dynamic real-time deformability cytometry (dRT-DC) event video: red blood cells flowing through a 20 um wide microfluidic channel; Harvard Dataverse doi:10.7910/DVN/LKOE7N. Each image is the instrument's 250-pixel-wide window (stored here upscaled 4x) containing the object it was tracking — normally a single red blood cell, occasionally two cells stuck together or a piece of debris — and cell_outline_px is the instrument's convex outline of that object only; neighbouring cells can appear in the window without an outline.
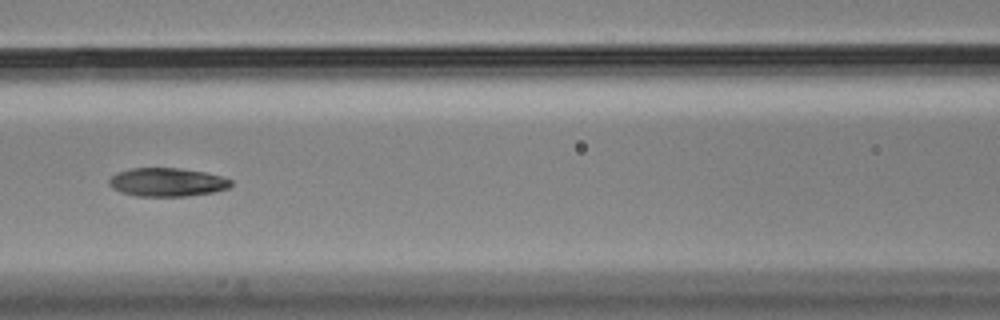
{"species": "Egyptian fruit bat (a non-hibernating species)", "species_latin": "Rousettus aegyptiacus", "temperature_condition": "cold", "stored_images_in_passage": 15, "camera_frame_rate_fps": 3000, "um_per_image_px": 0.085, "animal": {"sex": "male"}, "frame": {"image": 1, "passage_image": 7, "time_ms": 2.0, "image_size_px": [1000, 320], "cell_outline_px": [[232, 184], [228, 188], [212, 192], [188, 196], [136, 196], [112, 188], [108, 184], [108, 180], [112, 176], [120, 172], [132, 168], [180, 168], [204, 172], [220, 176], [232, 180]], "centroid_in_image_um": [14.21, 15.48], "position_along_channel_um": 152.4, "area_um2": 20.06}}
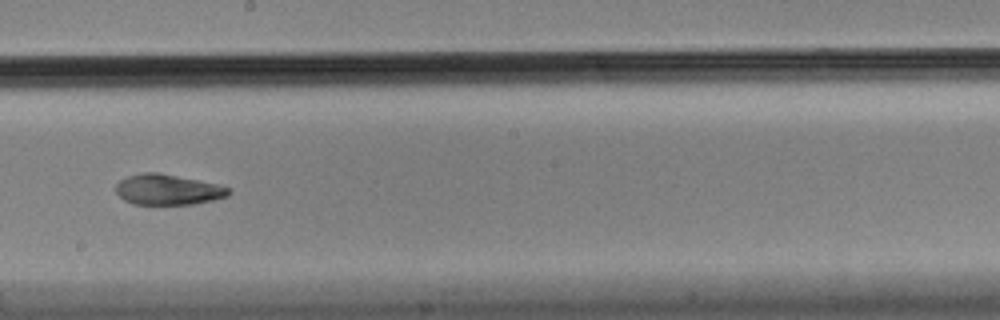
{"frame": {"image": 2, "passage_image": 9, "time_ms": 2.667, "image_size_px": [1000, 320], "cell_outline_px": [[232, 192], [228, 196], [212, 200], [192, 204], [132, 204], [124, 200], [116, 192], [116, 184], [120, 180], [128, 176], [144, 172], [156, 172], [216, 184], [232, 188]], "centroid_in_image_um": [14.27, 16.12], "position_along_channel_um": 233.9, "area_um2": 19.88}}